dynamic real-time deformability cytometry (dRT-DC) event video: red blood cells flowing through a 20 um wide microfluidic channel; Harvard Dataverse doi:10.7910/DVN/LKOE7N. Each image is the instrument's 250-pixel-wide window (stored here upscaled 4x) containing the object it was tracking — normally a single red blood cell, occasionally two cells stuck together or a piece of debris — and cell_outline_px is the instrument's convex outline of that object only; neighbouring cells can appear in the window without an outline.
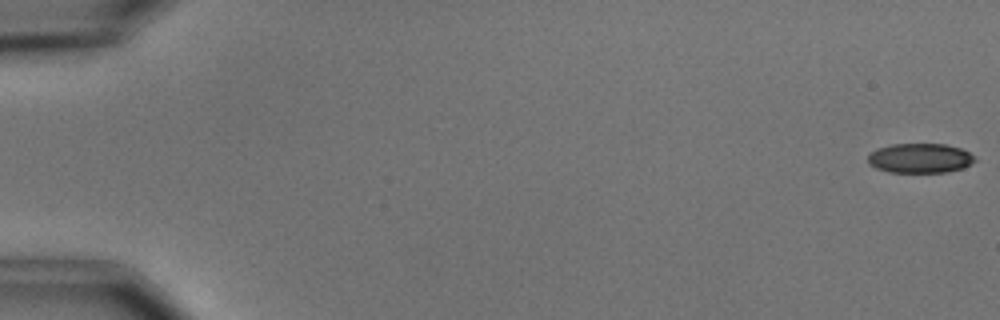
{"species": "common noctule bat (a hibernating species)", "species_latin": "Nyctalus noctula", "temperature_condition": "cold", "stored_images_in_passage": 56, "camera_frame_rate_fps": 3000, "um_per_image_px": 0.085, "animal": {"sex": "male", "body_mass_g": 15.6}, "frame": {"image": 1, "passage_image": 1, "time_ms": 0.0, "image_size_px": [1000, 320], "cell_outline_px": [[976, 160], [972, 164], [964, 168], [948, 172], [888, 172], [876, 168], [868, 164], [868, 152], [876, 148], [892, 144], [944, 144], [960, 148], [976, 156]], "centroid_in_image_um": [78.19, 13.45], "position_along_channel_um": 6.8, "area_um2": 18.73}}
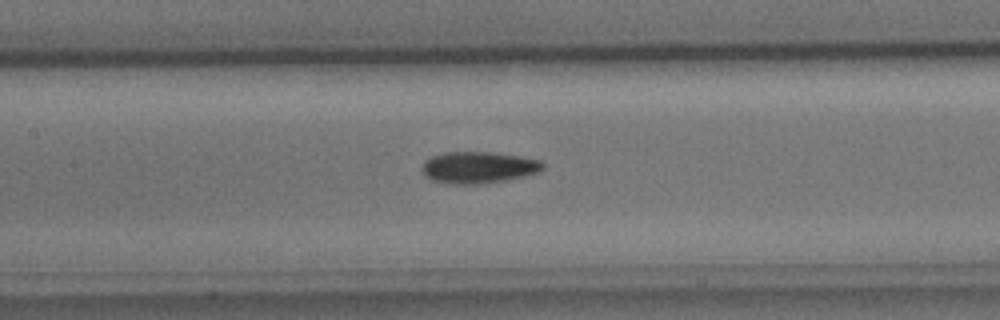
{"frame": {"image": 2, "passage_image": 27, "time_ms": 8.667, "image_size_px": [1000, 320], "cell_outline_px": [[544, 168], [536, 172], [524, 176], [508, 180], [480, 184], [452, 184], [432, 180], [424, 176], [420, 168], [424, 160], [432, 156], [444, 152], [492, 152], [520, 156], [540, 160], [544, 164]], "centroid_in_image_um": [40.62, 14.23], "position_along_channel_um": 166.8, "area_um2": 22.48}}
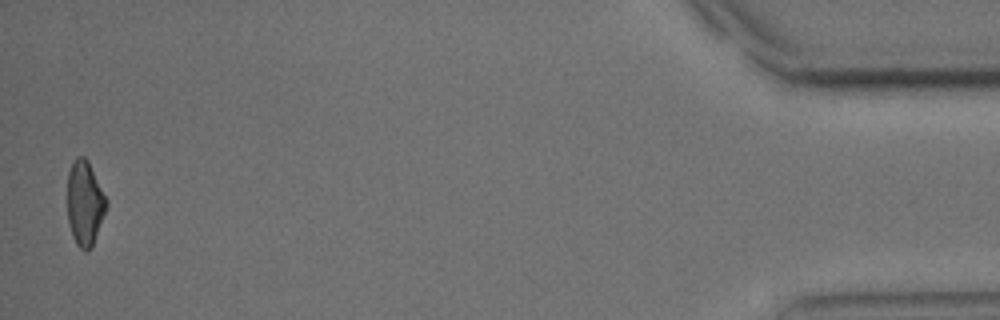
{"frame": {"image": 3, "passage_image": 55, "time_ms": 18.0, "image_size_px": [1000, 320], "cell_outline_px": [[108, 204], [92, 248], [88, 252], [84, 252], [76, 244], [72, 236], [68, 220], [68, 172], [76, 156], [84, 156], [88, 160], [108, 200]], "centroid_in_image_um": [7.22, 17.29], "position_along_channel_um": 428.0, "area_um2": 19.42}, "authors_computed_cell_mechanics": {"area_um2": 20.7213, "velocity_mm_per_s": 3.6829, "shape_relaxation_time_tau1_ms": 3.6876, "shape_relaxation_time_tau2_ms": 7.2489, "deformation_change_tau1": 0.1196, "deformation_change_tau2": 0.143}}